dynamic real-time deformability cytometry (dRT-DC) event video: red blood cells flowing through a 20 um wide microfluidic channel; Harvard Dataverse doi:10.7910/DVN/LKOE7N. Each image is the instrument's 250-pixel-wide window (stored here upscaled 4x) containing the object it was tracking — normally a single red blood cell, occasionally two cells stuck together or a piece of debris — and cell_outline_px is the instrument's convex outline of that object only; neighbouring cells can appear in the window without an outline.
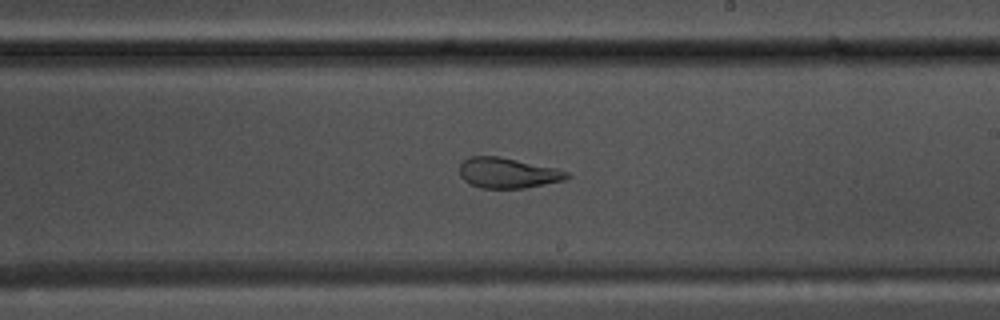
{"species": "common noctule bat (a hibernating species)", "species_latin": "Nyctalus noctula", "temperature_condition": "warm", "stored_images_in_passage": 43, "camera_frame_rate_fps": 3000, "um_per_image_px": 0.085, "animal": {"sex": "male", "body_mass_g": 17.5, "forearm_length_mm": 52.3}, "frame": {"image": 1, "passage_image": 27, "time_ms": 8.667, "image_size_px": [1000, 320], "cell_outline_px": [[572, 176], [564, 180], [524, 188], [480, 188], [464, 180], [460, 176], [460, 164], [468, 156], [496, 156], [556, 168], [568, 172]], "centroid_in_image_um": [43.15, 14.7], "position_along_channel_um": 245.8, "area_um2": 18.84}}
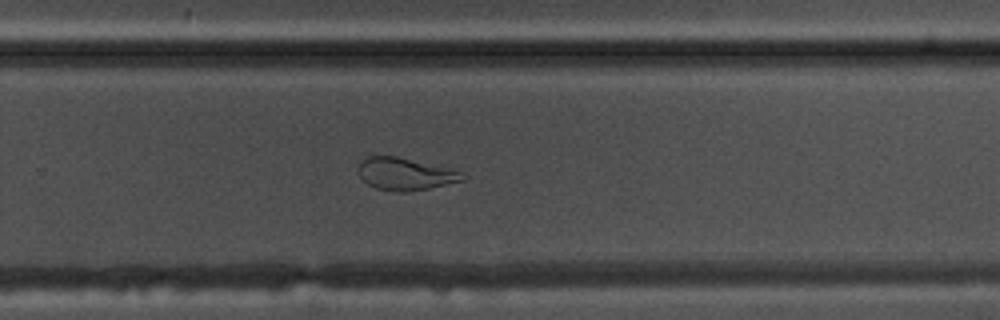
{"frame": {"image": 2, "passage_image": 31, "time_ms": 10.0, "image_size_px": [1000, 320], "cell_outline_px": [[464, 180], [428, 188], [408, 192], [400, 192], [376, 188], [368, 184], [360, 176], [360, 160], [368, 156], [396, 156], [452, 168], [460, 172]], "centroid_in_image_um": [34.44, 14.78], "position_along_channel_um": 295.4, "area_um2": 19.36}}
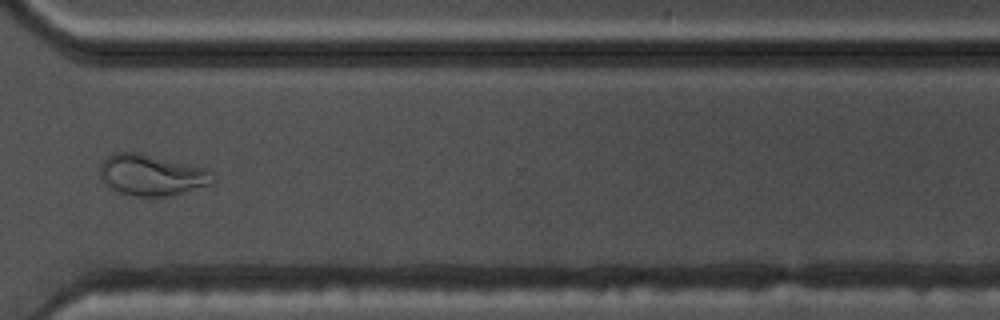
{"frame": {"image": 3, "passage_image": 36, "time_ms": 11.667, "image_size_px": [1000, 320], "cell_outline_px": [[212, 184], [172, 196], [132, 196], [120, 192], [112, 188], [100, 176], [100, 164], [108, 156], [116, 152], [136, 152], [208, 168], [212, 172]], "centroid_in_image_um": [12.92, 14.88], "position_along_channel_um": 357.7, "area_um2": 26.88}}